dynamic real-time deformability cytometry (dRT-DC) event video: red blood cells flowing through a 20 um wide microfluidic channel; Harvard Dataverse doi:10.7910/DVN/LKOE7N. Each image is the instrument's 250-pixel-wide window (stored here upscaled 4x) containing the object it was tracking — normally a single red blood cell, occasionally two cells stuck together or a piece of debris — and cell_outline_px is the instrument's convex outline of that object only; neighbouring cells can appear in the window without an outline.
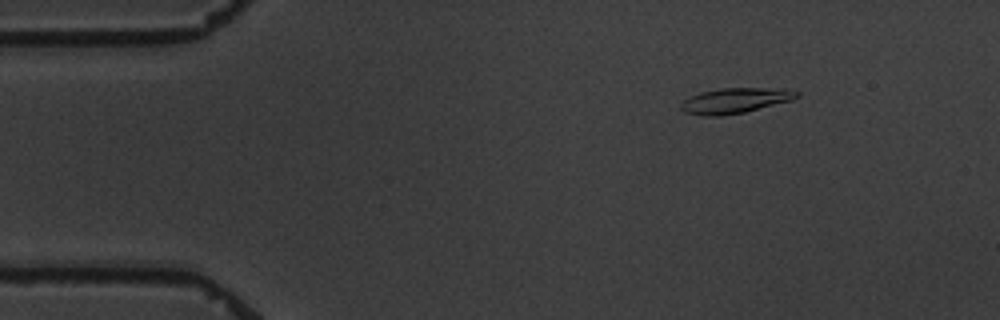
{"species": "common noctule bat (a hibernating species)", "species_latin": "Nyctalus noctula", "temperature_condition": "warm", "stored_images_in_passage": 4, "camera_frame_rate_fps": 3000, "um_per_image_px": 0.085, "animal": {"sex": "male", "body_mass_g": 19.5, "forearm_length_mm": 54.6}, "frame": {"image": 1, "passage_image": 2, "time_ms": 1.0, "image_size_px": [1000, 320], "cell_outline_px": [[800, 96], [792, 100], [744, 112], [720, 116], [704, 116], [684, 112], [680, 108], [680, 104], [688, 96], [700, 92], [720, 88], [784, 88], [800, 92]], "centroid_in_image_um": [62.48, 8.54], "position_along_channel_um": 22.5, "area_um2": 17.22}}